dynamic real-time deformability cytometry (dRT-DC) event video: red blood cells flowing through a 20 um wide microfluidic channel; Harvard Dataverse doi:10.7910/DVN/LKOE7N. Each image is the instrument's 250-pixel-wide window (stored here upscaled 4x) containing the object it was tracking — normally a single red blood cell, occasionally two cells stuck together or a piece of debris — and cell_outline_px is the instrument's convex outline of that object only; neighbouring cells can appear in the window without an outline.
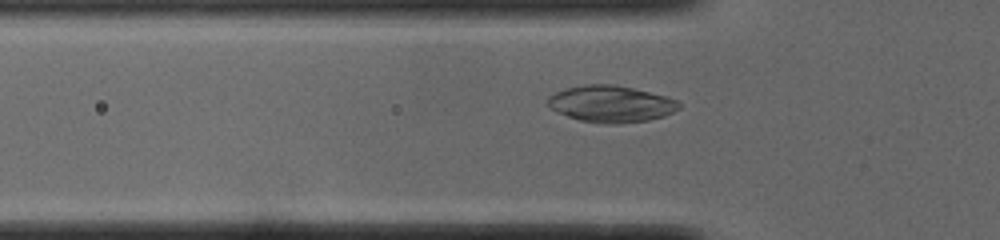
{"species": "common noctule bat (a hibernating species)", "species_latin": "Nyctalus noctula", "temperature_condition": "cold", "stored_images_in_passage": 38, "camera_frame_rate_fps": 3000, "um_per_image_px": 0.085, "animal": {"sex": "male", "body_mass_g": 19.0, "forearm_length_mm": 50.8}, "frame": {"image": 1, "passage_image": 4, "time_ms": 1.0, "image_size_px": [1000, 240], "cell_outline_px": [[680, 108], [664, 116], [648, 120], [616, 124], [604, 124], [580, 120], [556, 112], [548, 104], [548, 96], [564, 88], [584, 84], [612, 84], [632, 88], [668, 96], [676, 100], [680, 104]], "centroid_in_image_um": [51.93, 8.83], "position_along_channel_um": 73.9, "area_um2": 28.03}}
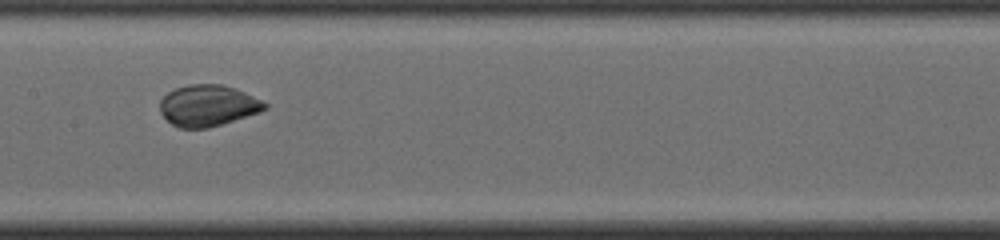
{"frame": {"image": 2, "passage_image": 13, "time_ms": 4.0, "image_size_px": [1000, 240], "cell_outline_px": [[268, 108], [260, 112], [208, 128], [180, 128], [172, 124], [160, 112], [160, 100], [168, 92], [176, 88], [188, 84], [224, 84], [244, 92], [268, 104]], "centroid_in_image_um": [17.66, 8.97], "position_along_channel_um": 189.7, "area_um2": 25.09}}
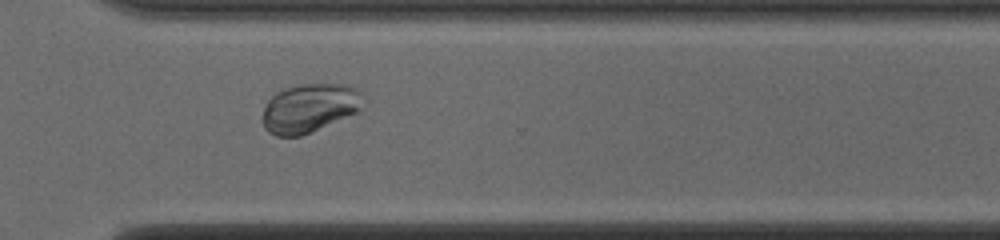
{"frame": {"image": 3, "passage_image": 25, "time_ms": 8.0, "image_size_px": [1000, 240], "cell_outline_px": [[360, 92], [356, 112], [300, 136], [276, 136], [268, 132], [264, 128], [264, 108], [268, 100], [276, 92], [284, 88], [300, 84], [348, 84], [356, 88]], "centroid_in_image_um": [26.22, 9.17], "position_along_channel_um": 344.4, "area_um2": 27.8}, "authors_computed_cell_mechanics": {"area_um2": 26.877, "velocity_mm_per_s": 3.8547, "shape_relaxation_time_tau1_ms": 3.7606, "shape_relaxation_time_tau2_ms": null, "deformation_change_tau1": 0.1654, "deformation_change_tau2": null}}